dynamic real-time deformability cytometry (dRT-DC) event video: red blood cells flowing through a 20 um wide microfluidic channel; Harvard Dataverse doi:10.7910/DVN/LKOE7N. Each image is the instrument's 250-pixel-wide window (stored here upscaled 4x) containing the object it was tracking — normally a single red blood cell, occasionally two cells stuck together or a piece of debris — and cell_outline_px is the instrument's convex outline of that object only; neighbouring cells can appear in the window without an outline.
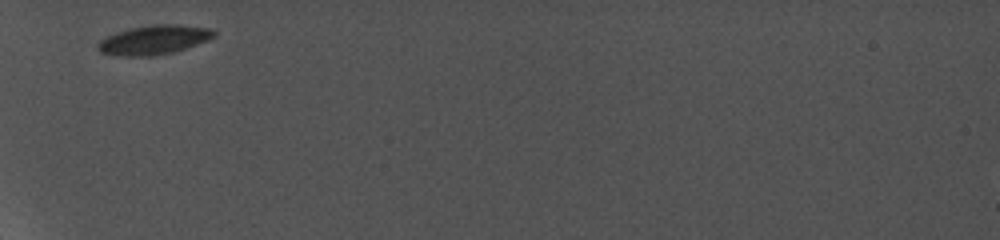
{"species": "common noctule bat (a hibernating species)", "species_latin": "Nyctalus noctula", "temperature_condition": "cold", "stored_images_in_passage": 2, "camera_frame_rate_fps": 5000, "um_per_image_px": 0.085, "animal": {"sex": "female", "body_mass_g": 19.0, "forearm_length_mm": 56.7}, "frame": {"image": 1, "passage_image": 1, "time_ms": 0.0, "image_size_px": [1000, 240], "cell_outline_px": [[216, 36], [208, 40], [172, 52], [152, 56], [120, 56], [100, 52], [96, 48], [96, 44], [100, 40], [116, 32], [148, 24], [176, 24], [212, 28], [216, 32]], "centroid_in_image_um": [13.08, 3.38], "position_along_channel_um": 71.9, "area_um2": 19.83}}